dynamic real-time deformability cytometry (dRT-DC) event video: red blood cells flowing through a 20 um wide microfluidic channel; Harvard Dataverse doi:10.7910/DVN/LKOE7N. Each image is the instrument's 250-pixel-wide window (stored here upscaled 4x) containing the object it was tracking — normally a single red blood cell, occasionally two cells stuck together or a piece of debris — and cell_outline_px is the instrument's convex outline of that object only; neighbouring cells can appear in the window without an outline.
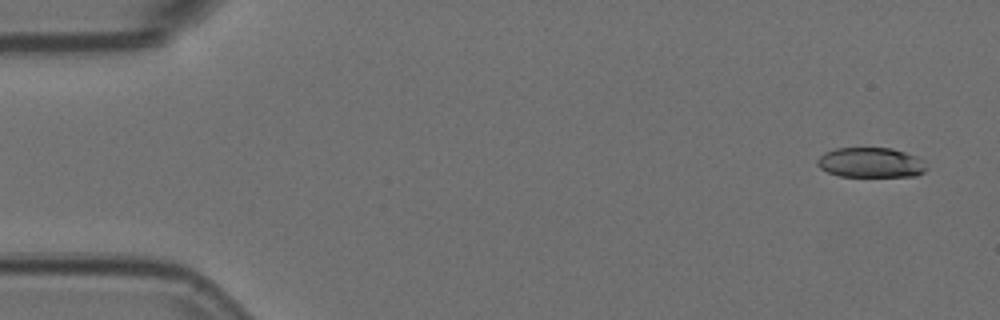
{"species": "Egyptian fruit bat (a non-hibernating species)", "species_latin": "Rousettus aegyptiacus", "temperature_condition": "room temperature", "stored_images_in_passage": 4, "camera_frame_rate_fps": 3000, "um_per_image_px": 0.085, "animal": {"sex": "female"}, "frame": {"image": 1, "passage_image": 1, "time_ms": 0.0, "image_size_px": [1000, 320], "cell_outline_px": [[928, 168], [924, 172], [916, 176], [840, 176], [828, 172], [820, 168], [816, 164], [816, 160], [824, 152], [836, 148], [892, 148], [916, 156], [924, 160]], "centroid_in_image_um": [74.02, 13.82], "position_along_channel_um": 11.0, "area_um2": 19.19}}
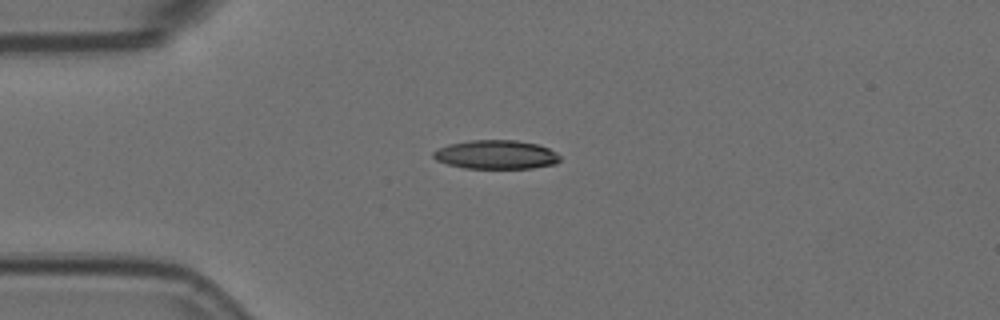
{"frame": {"image": 2, "passage_image": 4, "time_ms": 1.0, "image_size_px": [1000, 320], "cell_outline_px": [[560, 160], [556, 164], [532, 168], [464, 168], [448, 164], [436, 160], [432, 156], [432, 152], [448, 144], [472, 140], [516, 140], [536, 144], [548, 148], [556, 152], [560, 156]], "centroid_in_image_um": [42.17, 13.14], "position_along_channel_um": 42.8, "area_um2": 21.27}}